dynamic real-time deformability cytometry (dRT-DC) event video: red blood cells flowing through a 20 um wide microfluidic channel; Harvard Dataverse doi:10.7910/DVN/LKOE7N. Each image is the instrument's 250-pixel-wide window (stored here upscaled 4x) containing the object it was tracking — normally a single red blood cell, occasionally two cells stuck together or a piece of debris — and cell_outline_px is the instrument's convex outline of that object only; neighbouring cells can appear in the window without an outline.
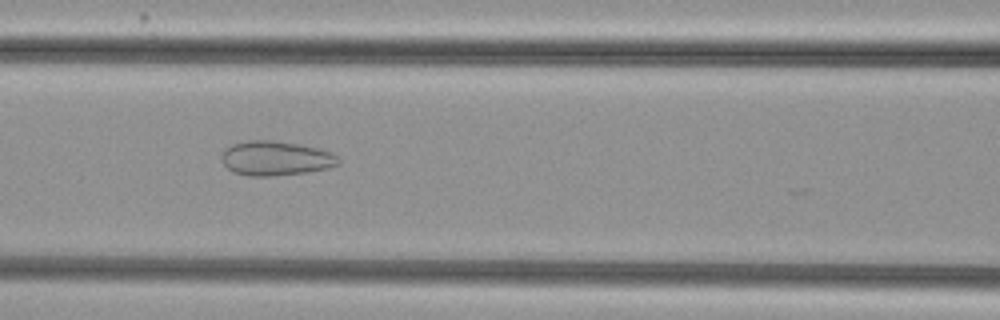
{"species": "common noctule bat (a hibernating species)", "species_latin": "Nyctalus noctula", "temperature_condition": "cold", "stored_images_in_passage": 36, "camera_frame_rate_fps": 3000, "um_per_image_px": 0.085, "animal": {"sex": "female", "body_mass_g": 29.2, "forearm_length_mm": 56.3}, "frame": {"image": 1, "passage_image": 6, "time_ms": 1.667, "image_size_px": [1000, 320], "cell_outline_px": [[340, 164], [328, 168], [304, 172], [272, 176], [248, 176], [232, 172], [224, 164], [220, 156], [224, 148], [232, 144], [248, 140], [276, 140], [300, 144], [316, 148], [328, 152], [336, 156], [340, 160]], "centroid_in_image_um": [23.38, 13.45], "position_along_channel_um": 143.2, "area_um2": 23.52}}
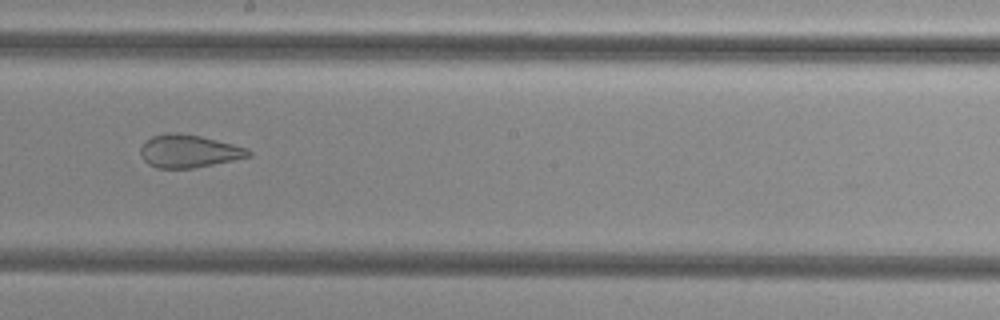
{"frame": {"image": 2, "passage_image": 13, "time_ms": 4.0, "image_size_px": [1000, 320], "cell_outline_px": [[252, 156], [192, 168], [156, 168], [148, 164], [144, 160], [140, 152], [140, 148], [144, 140], [152, 136], [168, 132], [180, 132], [200, 136], [248, 148], [252, 152]], "centroid_in_image_um": [16.01, 12.83], "position_along_channel_um": 232.2, "area_um2": 20.69}}
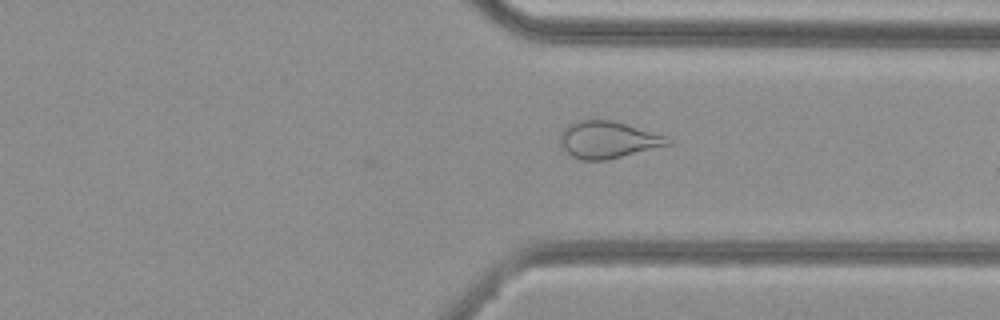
{"frame": {"image": 3, "passage_image": 23, "time_ms": 7.333, "image_size_px": [1000, 320], "cell_outline_px": [[672, 144], [608, 160], [584, 160], [572, 156], [560, 144], [560, 132], [568, 124], [580, 120], [612, 120], [664, 136], [672, 140]], "centroid_in_image_um": [51.65, 11.89], "position_along_channel_um": 359.7, "area_um2": 22.95}}